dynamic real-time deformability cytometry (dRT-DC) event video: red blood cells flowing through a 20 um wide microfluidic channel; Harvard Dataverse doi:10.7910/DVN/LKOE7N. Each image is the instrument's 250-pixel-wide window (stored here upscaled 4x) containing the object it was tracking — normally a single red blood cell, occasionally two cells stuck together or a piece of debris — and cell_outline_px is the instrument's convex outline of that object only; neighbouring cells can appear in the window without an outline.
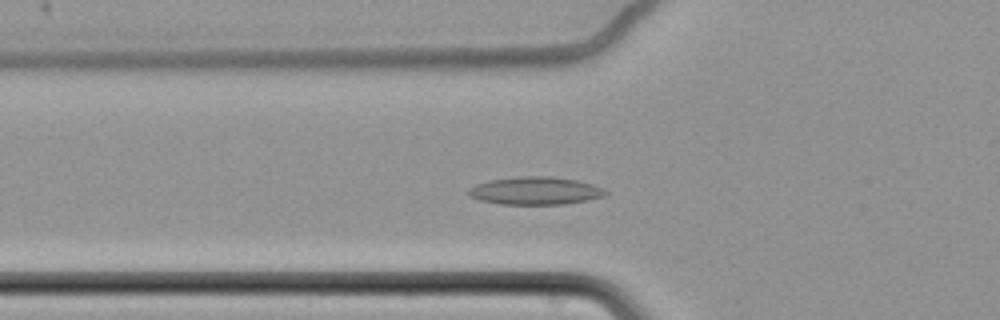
{"species": "common noctule bat (a hibernating species)", "species_latin": "Nyctalus noctula", "temperature_condition": "cold", "stored_images_in_passage": 54, "camera_frame_rate_fps": 3000, "um_per_image_px": 0.085, "animal": {"sex": "female", "body_mass_g": 22.7, "forearm_length_mm": 54.2}, "frame": {"image": 1, "passage_image": 15, "time_ms": 4.667, "image_size_px": [1000, 320], "cell_outline_px": [[608, 192], [604, 196], [588, 200], [564, 204], [500, 204], [480, 200], [468, 196], [464, 192], [468, 188], [476, 184], [488, 180], [516, 176], [552, 176], [576, 180], [592, 184], [604, 188]], "centroid_in_image_um": [45.45, 16.21], "position_along_channel_um": 80.3, "area_um2": 22.48}}
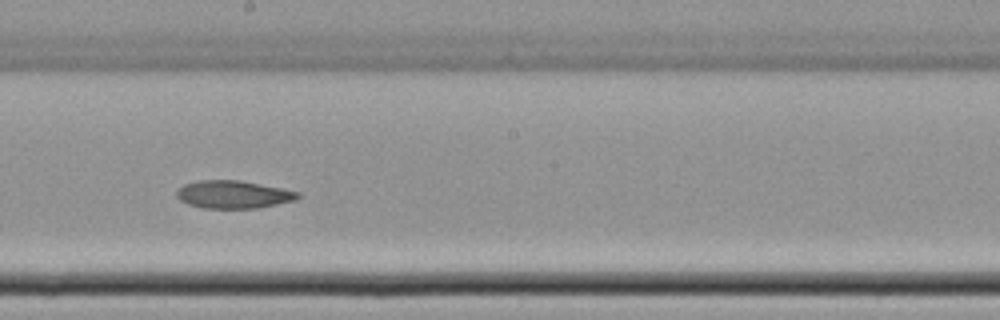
{"frame": {"image": 2, "passage_image": 28, "time_ms": 9.0, "image_size_px": [1000, 320], "cell_outline_px": [[300, 196], [296, 200], [260, 208], [204, 208], [188, 204], [180, 200], [176, 196], [176, 192], [184, 184], [200, 180], [240, 180], [300, 192]], "centroid_in_image_um": [19.84, 16.53], "position_along_channel_um": 228.4, "area_um2": 19.59}}
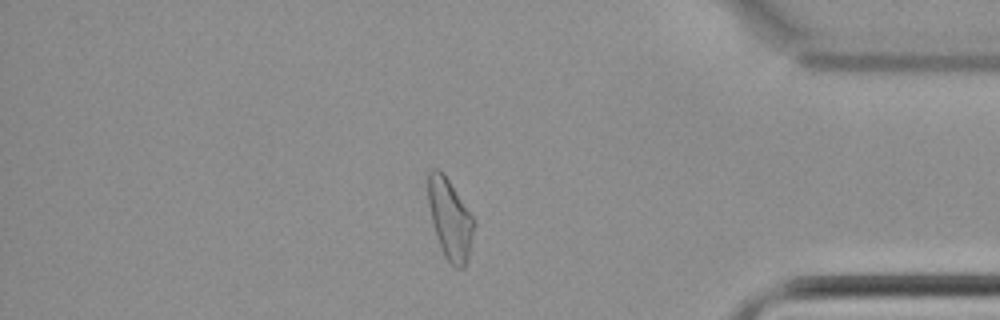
{"frame": {"image": 3, "passage_image": 45, "time_ms": 14.667, "image_size_px": [1000, 320], "cell_outline_px": [[476, 224], [468, 260], [464, 268], [456, 268], [444, 256], [436, 236], [432, 224], [428, 204], [428, 172], [432, 168], [436, 168], [448, 180], [476, 220]], "centroid_in_image_um": [38.27, 18.66], "position_along_channel_um": 396.9, "area_um2": 21.56}}